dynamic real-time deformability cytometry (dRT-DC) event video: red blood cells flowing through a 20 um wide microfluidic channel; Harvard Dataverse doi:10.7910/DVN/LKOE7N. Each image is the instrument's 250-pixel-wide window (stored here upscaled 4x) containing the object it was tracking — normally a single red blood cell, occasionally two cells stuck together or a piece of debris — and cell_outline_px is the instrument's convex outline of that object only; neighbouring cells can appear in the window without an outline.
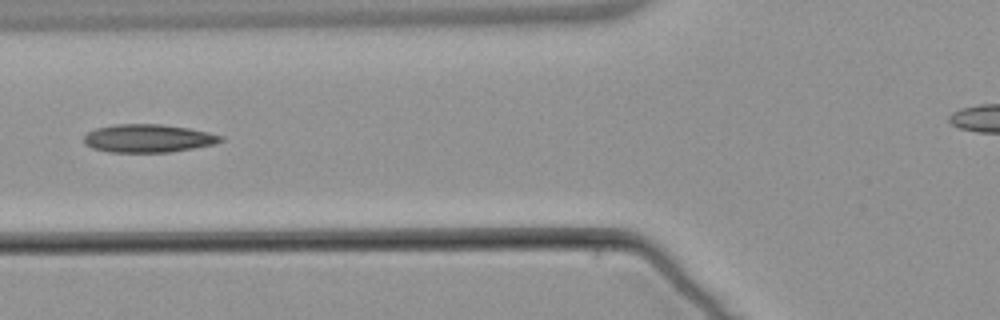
{"species": "common noctule bat (a hibernating species)", "species_latin": "Nyctalus noctula", "temperature_condition": "warm", "stored_images_in_passage": 4, "camera_frame_rate_fps": 3000, "um_per_image_px": 0.085, "animal": {"sex": "male", "body_mass_g": 21.5, "forearm_length_mm": 52.0}, "frame": {"image": 1, "passage_image": 4, "time_ms": 5.333, "image_size_px": [1000, 320], "cell_outline_px": [[224, 140], [216, 144], [172, 152], [108, 152], [92, 148], [84, 144], [84, 136], [88, 132], [96, 128], [116, 124], [160, 124], [188, 128], [208, 132], [224, 136]], "centroid_in_image_um": [12.61, 11.76], "position_along_channel_um": 113.2, "area_um2": 22.54}}